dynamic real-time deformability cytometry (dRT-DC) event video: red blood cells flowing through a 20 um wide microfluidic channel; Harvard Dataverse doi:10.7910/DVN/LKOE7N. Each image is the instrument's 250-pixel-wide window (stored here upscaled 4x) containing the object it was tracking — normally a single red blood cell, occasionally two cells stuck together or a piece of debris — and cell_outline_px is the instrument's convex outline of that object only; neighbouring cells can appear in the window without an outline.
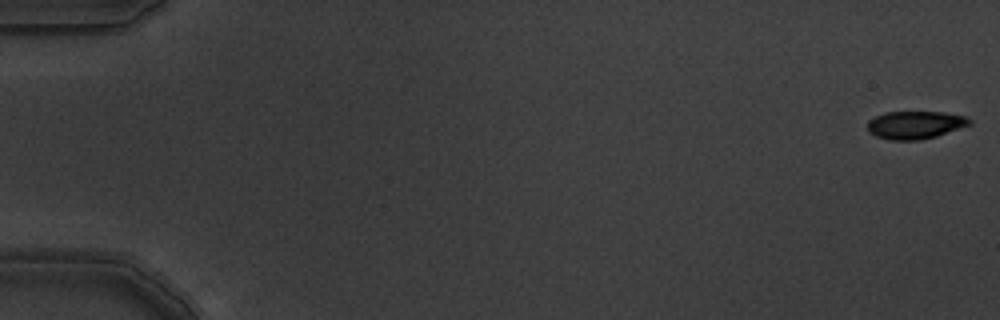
{"species": "common noctule bat (a hibernating species)", "species_latin": "Nyctalus noctula", "temperature_condition": "warm", "stored_images_in_passage": 5, "camera_frame_rate_fps": 3000, "um_per_image_px": 0.085, "animal": {"sex": "male", "body_mass_g": 19.5, "forearm_length_mm": 54.6}, "frame": {"image": 1, "passage_image": 1, "time_ms": 0.0, "image_size_px": [1000, 320], "cell_outline_px": [[972, 124], [936, 136], [920, 140], [888, 140], [876, 136], [868, 132], [868, 120], [884, 112], [944, 112], [964, 116], [972, 120]], "centroid_in_image_um": [77.78, 10.62], "position_along_channel_um": 7.2, "area_um2": 16.59}}
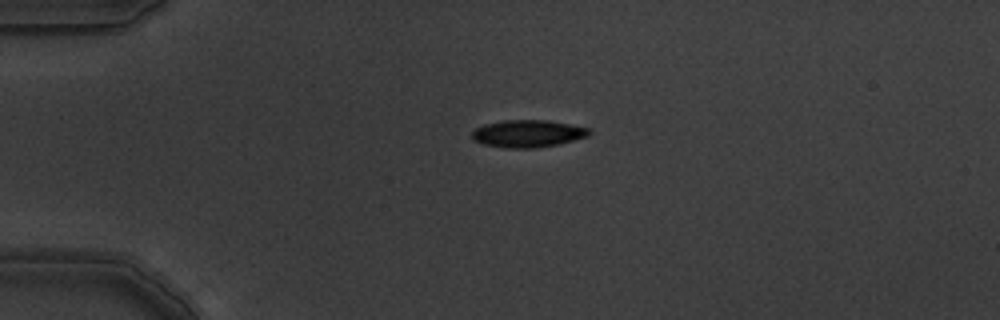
{"frame": {"image": 2, "passage_image": 5, "time_ms": 1.333, "image_size_px": [1000, 320], "cell_outline_px": [[592, 132], [588, 136], [556, 144], [536, 148], [504, 148], [484, 144], [472, 140], [472, 132], [476, 128], [484, 124], [504, 120], [548, 120], [588, 128]], "centroid_in_image_um": [44.82, 11.35], "position_along_channel_um": 40.2, "area_um2": 18.55}}